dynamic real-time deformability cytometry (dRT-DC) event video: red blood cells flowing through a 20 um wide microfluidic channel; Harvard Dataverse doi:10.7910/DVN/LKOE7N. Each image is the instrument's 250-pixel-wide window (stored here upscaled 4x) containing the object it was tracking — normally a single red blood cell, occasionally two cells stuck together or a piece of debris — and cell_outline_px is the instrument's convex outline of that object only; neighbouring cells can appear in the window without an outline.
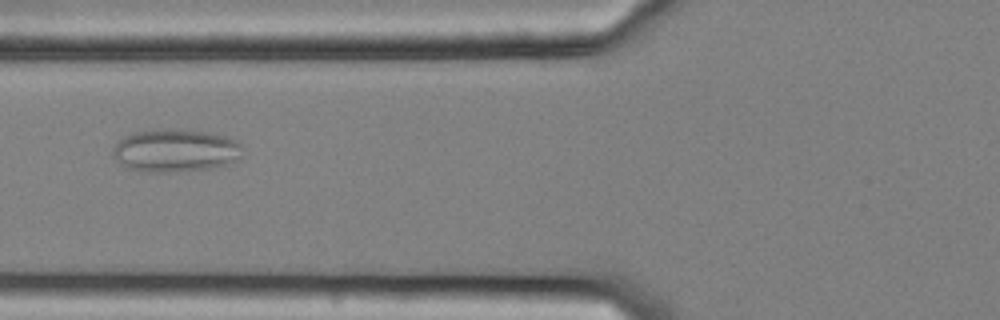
{"species": "common noctule bat (a hibernating species)", "species_latin": "Nyctalus noctula", "temperature_condition": "cold", "stored_images_in_passage": 11, "camera_frame_rate_fps": 3000, "um_per_image_px": 0.085, "animal": {"sex": "female", "body_mass_g": 25.1}, "frame": {"image": 1, "passage_image": 9, "time_ms": 2.667, "image_size_px": [1000, 320], "cell_outline_px": [[240, 160], [208, 168], [168, 172], [148, 172], [124, 168], [112, 156], [112, 148], [124, 136], [132, 132], [164, 128], [208, 132], [228, 136], [236, 140], [240, 144]], "centroid_in_image_um": [14.85, 12.78], "position_along_channel_um": 110.9, "area_um2": 32.54}}